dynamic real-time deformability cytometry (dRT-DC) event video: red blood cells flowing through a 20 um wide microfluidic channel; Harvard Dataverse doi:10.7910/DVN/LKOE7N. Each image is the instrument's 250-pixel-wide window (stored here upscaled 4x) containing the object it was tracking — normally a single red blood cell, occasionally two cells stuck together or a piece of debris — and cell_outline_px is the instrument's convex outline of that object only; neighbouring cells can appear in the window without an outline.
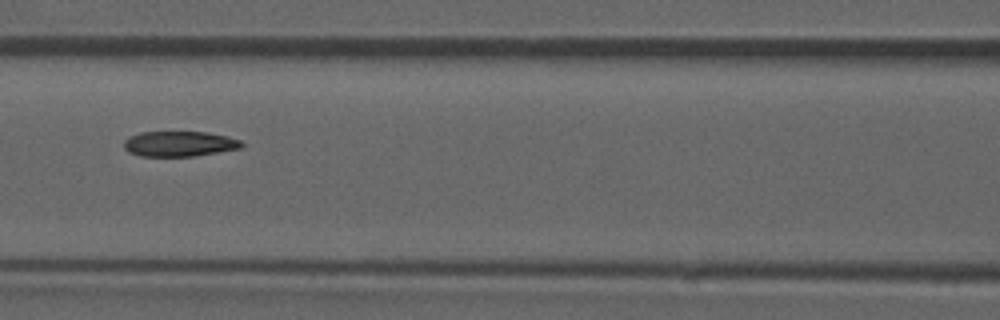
{"species": "common noctule bat (a hibernating species)", "species_latin": "Nyctalus noctula", "temperature_condition": "room temperature", "stored_images_in_passage": 52, "camera_frame_rate_fps": 3000, "um_per_image_px": 0.085, "animal": {"sex": "male", "forearm_length_mm": 52.5}, "frame": {"image": 1, "passage_image": 23, "time_ms": 7.333, "image_size_px": [1000, 320], "cell_outline_px": [[244, 148], [192, 156], [140, 156], [128, 152], [124, 148], [124, 140], [128, 136], [140, 132], [208, 132], [228, 136], [240, 140], [244, 144]], "centroid_in_image_um": [15.25, 12.22], "position_along_channel_um": 151.3, "area_um2": 17.51}, "authors_computed_cell_mechanics": {"area_um2": 18.6694, "velocity_mm_per_s": 3.9156, "shape_relaxation_time_tau1_ms": 7.9497, "shape_relaxation_time_tau2_ms": 2.4974, "deformation_change_tau1": 0.1802, "deformation_change_tau2": 0.0826}}